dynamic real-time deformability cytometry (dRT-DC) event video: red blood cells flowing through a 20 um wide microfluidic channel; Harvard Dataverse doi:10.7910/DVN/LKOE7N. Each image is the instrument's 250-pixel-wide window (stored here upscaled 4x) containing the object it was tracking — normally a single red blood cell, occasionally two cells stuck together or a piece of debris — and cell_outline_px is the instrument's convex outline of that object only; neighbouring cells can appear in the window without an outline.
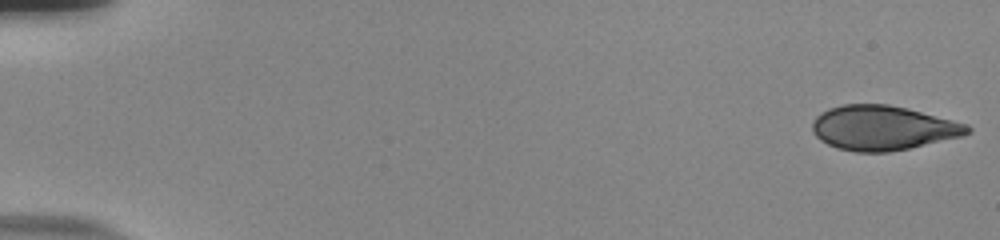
{"species": "human", "species_latin": "Homo sapiens", "temperature_condition": "room temperature", "stored_images_in_passage": 55, "camera_frame_rate_fps": 3000, "um_per_image_px": 0.085, "donor": {"sex": "male"}, "frame": {"image": 1, "passage_image": 1, "time_ms": 0.0, "image_size_px": [1000, 240], "cell_outline_px": [[972, 132], [964, 136], [908, 148], [888, 152], [856, 152], [836, 148], [820, 140], [812, 132], [812, 120], [820, 112], [828, 108], [844, 104], [888, 104], [908, 108], [968, 124], [972, 128]], "centroid_in_image_um": [75.04, 10.86], "position_along_channel_um": 10.0, "area_um2": 40.58}}
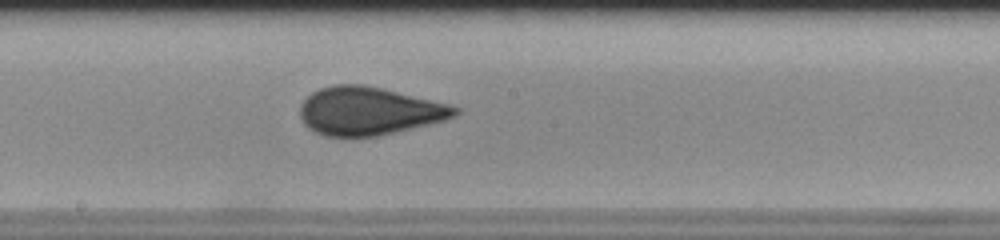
{"frame": {"image": 2, "passage_image": 31, "time_ms": 10.0, "image_size_px": [1000, 240], "cell_outline_px": [[460, 112], [456, 116], [444, 120], [428, 124], [376, 136], [324, 136], [308, 128], [304, 124], [300, 116], [300, 104], [312, 92], [320, 88], [332, 84], [360, 84], [380, 88], [448, 104], [460, 108]], "centroid_in_image_um": [31.33, 9.43], "position_along_channel_um": 216.9, "area_um2": 43.0}}
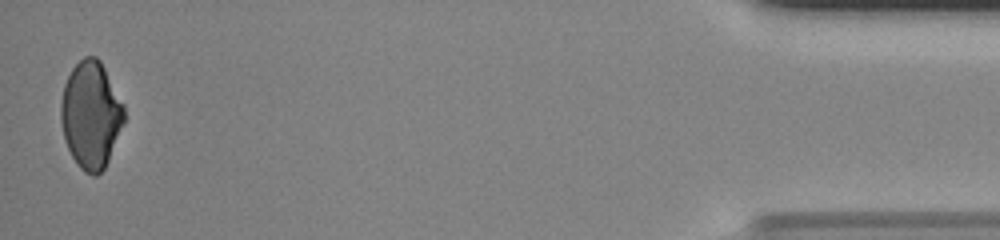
{"frame": {"image": 3, "passage_image": 54, "time_ms": 17.667, "image_size_px": [1000, 240], "cell_outline_px": [[124, 120], [108, 160], [104, 168], [96, 176], [92, 176], [84, 172], [80, 168], [72, 156], [68, 148], [64, 136], [60, 120], [60, 104], [64, 84], [72, 68], [84, 56], [96, 56], [100, 60], [124, 104]], "centroid_in_image_um": [7.71, 9.75], "position_along_channel_um": 427.5, "area_um2": 39.25}}